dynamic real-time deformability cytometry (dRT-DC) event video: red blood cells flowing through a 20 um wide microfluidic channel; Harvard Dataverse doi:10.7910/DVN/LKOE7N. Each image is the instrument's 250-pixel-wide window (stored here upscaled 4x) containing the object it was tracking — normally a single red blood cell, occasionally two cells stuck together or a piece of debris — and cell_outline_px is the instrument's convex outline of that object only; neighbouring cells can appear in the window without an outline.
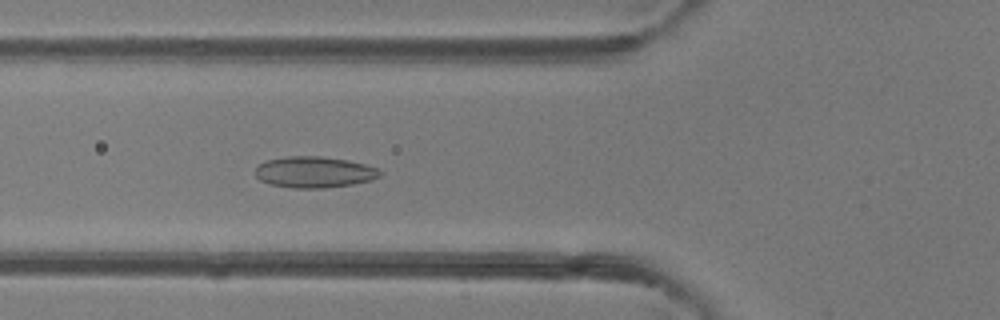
{"species": "common noctule bat (a hibernating species)", "species_latin": "Nyctalus noctula", "temperature_condition": "room temperature", "stored_images_in_passage": 28, "camera_frame_rate_fps": 3000, "um_per_image_px": 0.085, "animal": {"sex": "female"}, "frame": {"image": 1, "passage_image": 3, "time_ms": 0.667, "image_size_px": [1000, 320], "cell_outline_px": [[384, 172], [380, 176], [372, 180], [352, 184], [324, 188], [292, 188], [272, 184], [260, 180], [256, 176], [256, 168], [264, 160], [288, 156], [320, 156], [348, 160], [380, 168]], "centroid_in_image_um": [26.75, 14.62], "position_along_channel_um": 99.0, "area_um2": 22.77}}
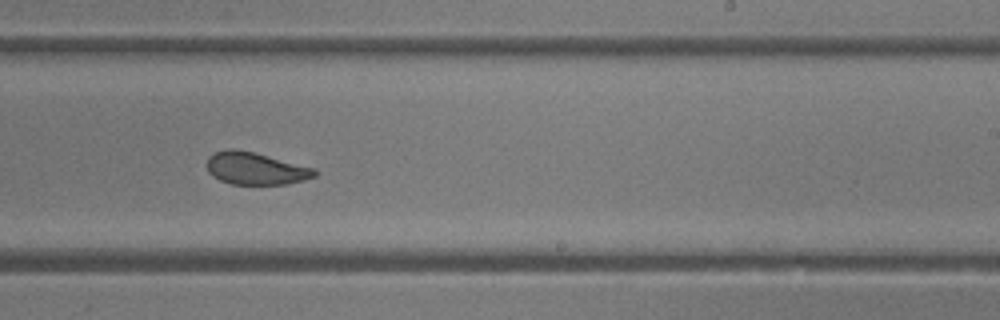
{"frame": {"image": 2, "passage_image": 15, "time_ms": 4.667, "image_size_px": [1000, 320], "cell_outline_px": [[320, 172], [316, 176], [304, 180], [288, 184], [232, 184], [220, 180], [212, 176], [208, 172], [208, 156], [216, 152], [228, 148], [232, 148], [252, 152], [316, 168]], "centroid_in_image_um": [21.76, 14.33], "position_along_channel_um": 267.2, "area_um2": 20.29}}
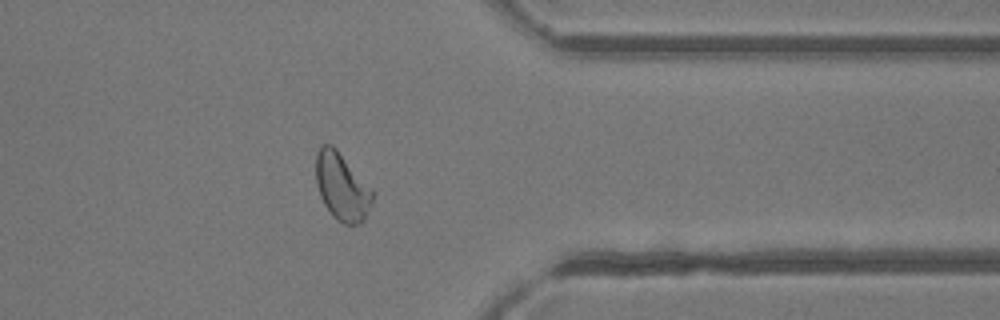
{"frame": {"image": 3, "passage_image": 24, "time_ms": 7.667, "image_size_px": [1000, 320], "cell_outline_px": [[372, 200], [368, 212], [364, 220], [360, 224], [344, 224], [336, 220], [332, 216], [324, 204], [320, 196], [316, 184], [316, 152], [320, 144], [332, 144], [336, 148], [372, 188]], "centroid_in_image_um": [29.04, 15.86], "position_along_channel_um": 382.4, "area_um2": 22.37}, "authors_computed_cell_mechanics": {"area_um2": 21.1548, "velocity_mm_per_s": 4.2003, "shape_relaxation_time_tau1_ms": null, "shape_relaxation_time_tau2_ms": 1.8057, "deformation_change_tau1": null, "deformation_change_tau2": 0.0672}}